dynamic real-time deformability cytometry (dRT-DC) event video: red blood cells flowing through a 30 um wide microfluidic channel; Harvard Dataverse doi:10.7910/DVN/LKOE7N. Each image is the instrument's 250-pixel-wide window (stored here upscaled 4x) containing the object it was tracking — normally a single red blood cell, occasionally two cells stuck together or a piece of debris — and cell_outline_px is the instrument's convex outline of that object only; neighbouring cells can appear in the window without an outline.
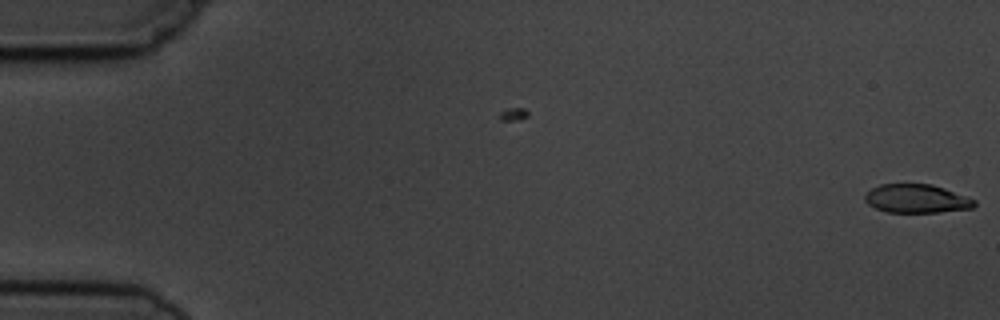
{"species": "common noctule bat (a hibernating species)", "species_latin": "Nyctalus noctula", "temperature_condition": "cold", "stored_images_in_passage": 2, "camera_frame_rate_fps": 3000, "um_per_image_px": 0.085, "animal": {"sex": "male", "body_mass_g": 19.5, "forearm_length_mm": 54.6}, "frame": {"image": 1, "passage_image": 2, "time_ms": 1.333, "image_size_px": [1000, 320], "cell_outline_px": [[976, 204], [972, 208], [940, 212], [888, 212], [876, 208], [868, 204], [864, 200], [864, 196], [872, 188], [880, 184], [932, 184], [944, 188], [976, 200]], "centroid_in_image_um": [77.91, 16.88], "position_along_channel_um": 7.1, "area_um2": 18.15}}